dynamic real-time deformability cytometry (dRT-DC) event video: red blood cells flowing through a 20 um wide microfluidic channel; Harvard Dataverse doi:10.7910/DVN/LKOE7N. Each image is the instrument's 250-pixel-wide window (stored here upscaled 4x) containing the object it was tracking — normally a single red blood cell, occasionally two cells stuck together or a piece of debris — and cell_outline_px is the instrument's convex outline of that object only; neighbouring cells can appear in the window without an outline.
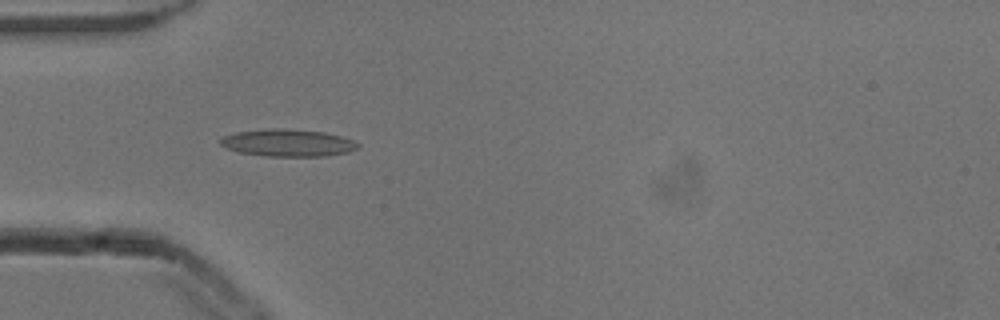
{"species": "common noctule bat (a hibernating species)", "species_latin": "Nyctalus noctula", "temperature_condition": "cold", "stored_images_in_passage": 32, "camera_frame_rate_fps": 3000, "um_per_image_px": 0.085, "animal": {"sex": "male", "body_mass_g": 13.3}, "frame": {"image": 1, "passage_image": 1, "time_ms": 0.0, "image_size_px": [1000, 320], "cell_outline_px": [[360, 144], [356, 148], [348, 152], [324, 156], [264, 156], [240, 152], [228, 148], [220, 144], [220, 140], [224, 136], [236, 132], [268, 128], [280, 128], [324, 132], [340, 136], [352, 140]], "centroid_in_image_um": [24.46, 12.14], "position_along_channel_um": 60.5, "area_um2": 21.62}}
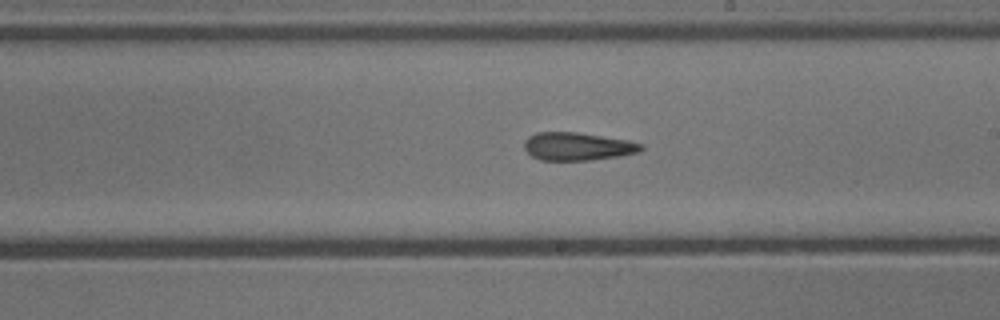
{"frame": {"image": 2, "passage_image": 15, "time_ms": 4.667, "image_size_px": [1000, 320], "cell_outline_px": [[644, 148], [640, 152], [620, 156], [592, 160], [540, 160], [532, 156], [524, 148], [524, 140], [528, 136], [536, 132], [576, 132], [628, 140], [644, 144]], "centroid_in_image_um": [49.1, 12.44], "position_along_channel_um": 239.9, "area_um2": 19.19}}
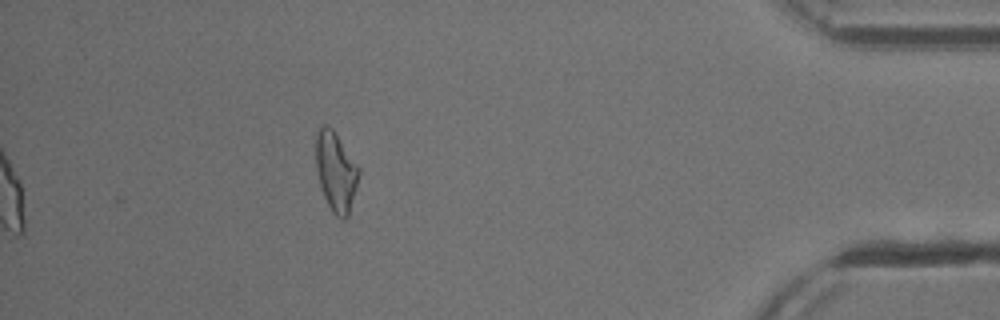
{"frame": {"image": 3, "passage_image": 32, "time_ms": 10.333, "image_size_px": [1000, 320], "cell_outline_px": [[360, 172], [348, 216], [344, 220], [336, 216], [332, 212], [324, 196], [320, 184], [316, 168], [316, 132], [324, 124], [328, 124], [332, 128], [360, 168]], "centroid_in_image_um": [28.54, 14.57], "position_along_channel_um": 406.7, "area_um2": 19.71}, "authors_computed_cell_mechanics": {"area_um2": 19.3052, "velocity_mm_per_s": 3.88, "shape_relaxation_time_tau1_ms": 11.2111, "shape_relaxation_time_tau2_ms": 3.604, "deformation_change_tau1": 0.2338, "deformation_change_tau2": 0.1181}}